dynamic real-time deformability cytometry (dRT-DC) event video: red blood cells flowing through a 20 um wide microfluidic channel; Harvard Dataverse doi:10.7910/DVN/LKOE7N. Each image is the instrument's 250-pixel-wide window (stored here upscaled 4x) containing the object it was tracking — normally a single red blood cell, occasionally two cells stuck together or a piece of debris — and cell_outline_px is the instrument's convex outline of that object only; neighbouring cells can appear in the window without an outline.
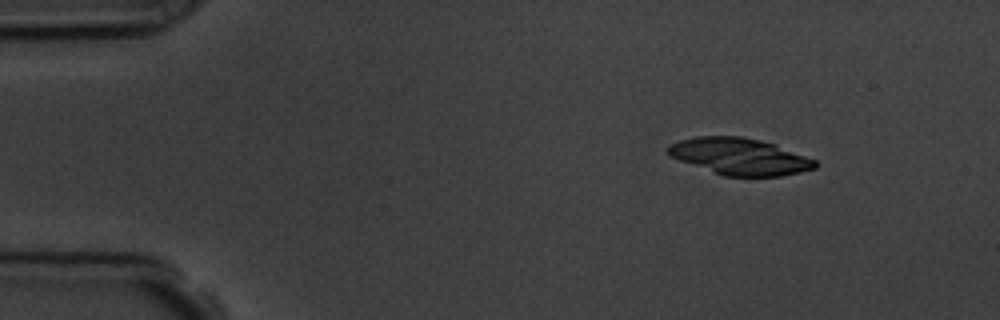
{"species": "common noctule bat (a hibernating species)", "species_latin": "Nyctalus noctula", "temperature_condition": "room temperature", "stored_images_in_passage": 12, "camera_frame_rate_fps": 3000, "um_per_image_px": 0.085, "animal": {"sex": "male", "body_mass_g": 19.5, "forearm_length_mm": 54.6}, "frame": {"image": 1, "passage_image": 3, "time_ms": 2.0, "image_size_px": [1000, 320], "cell_outline_px": [[816, 168], [800, 172], [780, 176], [724, 176], [668, 156], [664, 152], [664, 148], [668, 144], [680, 140], [696, 136], [740, 136], [776, 144], [816, 160]], "centroid_in_image_um": [62.82, 13.29], "position_along_channel_um": 22.2, "area_um2": 31.56}}
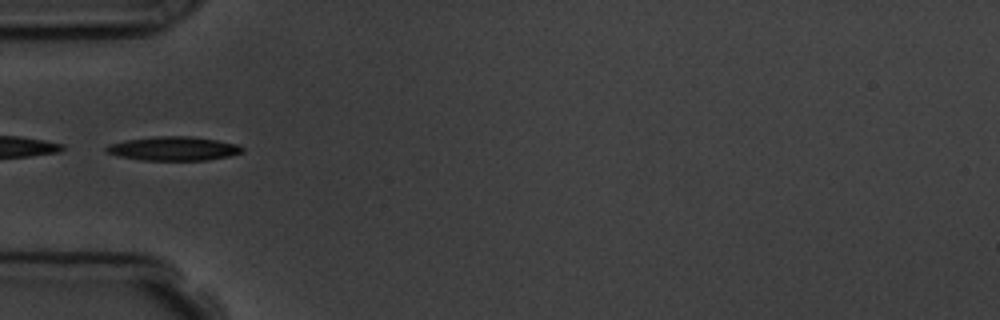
{"frame": {"image": 2, "passage_image": 6, "time_ms": 5.667, "image_size_px": [1000, 320], "cell_outline_px": [[244, 152], [228, 156], [208, 160], [140, 160], [120, 156], [108, 152], [104, 148], [108, 144], [124, 140], [156, 136], [192, 136], [216, 140], [236, 144], [244, 148]], "centroid_in_image_um": [14.75, 12.62], "position_along_channel_um": 70.3, "area_um2": 18.96}}